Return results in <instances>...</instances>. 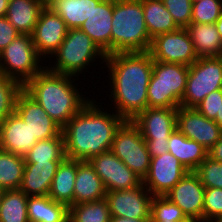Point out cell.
<instances>
[{"label": "cell", "mask_w": 222, "mask_h": 222, "mask_svg": "<svg viewBox=\"0 0 222 222\" xmlns=\"http://www.w3.org/2000/svg\"><path fill=\"white\" fill-rule=\"evenodd\" d=\"M102 104L91 98L62 128L66 158L88 161L111 149L116 131L126 120L111 107L104 111Z\"/></svg>", "instance_id": "obj_2"}, {"label": "cell", "mask_w": 222, "mask_h": 222, "mask_svg": "<svg viewBox=\"0 0 222 222\" xmlns=\"http://www.w3.org/2000/svg\"><path fill=\"white\" fill-rule=\"evenodd\" d=\"M150 157H158L168 152V140L146 141Z\"/></svg>", "instance_id": "obj_42"}, {"label": "cell", "mask_w": 222, "mask_h": 222, "mask_svg": "<svg viewBox=\"0 0 222 222\" xmlns=\"http://www.w3.org/2000/svg\"><path fill=\"white\" fill-rule=\"evenodd\" d=\"M214 121L222 128V89H220V108Z\"/></svg>", "instance_id": "obj_45"}, {"label": "cell", "mask_w": 222, "mask_h": 222, "mask_svg": "<svg viewBox=\"0 0 222 222\" xmlns=\"http://www.w3.org/2000/svg\"><path fill=\"white\" fill-rule=\"evenodd\" d=\"M27 214L29 222H68L69 207L48 195L28 196Z\"/></svg>", "instance_id": "obj_25"}, {"label": "cell", "mask_w": 222, "mask_h": 222, "mask_svg": "<svg viewBox=\"0 0 222 222\" xmlns=\"http://www.w3.org/2000/svg\"><path fill=\"white\" fill-rule=\"evenodd\" d=\"M148 52L155 61L187 66L199 58L186 28L155 36Z\"/></svg>", "instance_id": "obj_10"}, {"label": "cell", "mask_w": 222, "mask_h": 222, "mask_svg": "<svg viewBox=\"0 0 222 222\" xmlns=\"http://www.w3.org/2000/svg\"><path fill=\"white\" fill-rule=\"evenodd\" d=\"M176 128L188 139L195 140L209 150L221 137L222 128L203 116L196 108H177Z\"/></svg>", "instance_id": "obj_16"}, {"label": "cell", "mask_w": 222, "mask_h": 222, "mask_svg": "<svg viewBox=\"0 0 222 222\" xmlns=\"http://www.w3.org/2000/svg\"><path fill=\"white\" fill-rule=\"evenodd\" d=\"M9 0H0V17H4L7 12Z\"/></svg>", "instance_id": "obj_46"}, {"label": "cell", "mask_w": 222, "mask_h": 222, "mask_svg": "<svg viewBox=\"0 0 222 222\" xmlns=\"http://www.w3.org/2000/svg\"><path fill=\"white\" fill-rule=\"evenodd\" d=\"M104 64L110 81L108 92L115 112L132 120L148 108L147 89L152 76L153 58L149 52H117L106 55ZM110 75V76H109Z\"/></svg>", "instance_id": "obj_1"}, {"label": "cell", "mask_w": 222, "mask_h": 222, "mask_svg": "<svg viewBox=\"0 0 222 222\" xmlns=\"http://www.w3.org/2000/svg\"><path fill=\"white\" fill-rule=\"evenodd\" d=\"M195 108L203 116L214 120L220 108V89L209 93Z\"/></svg>", "instance_id": "obj_40"}, {"label": "cell", "mask_w": 222, "mask_h": 222, "mask_svg": "<svg viewBox=\"0 0 222 222\" xmlns=\"http://www.w3.org/2000/svg\"><path fill=\"white\" fill-rule=\"evenodd\" d=\"M194 172L205 188L222 189V162L207 156Z\"/></svg>", "instance_id": "obj_37"}, {"label": "cell", "mask_w": 222, "mask_h": 222, "mask_svg": "<svg viewBox=\"0 0 222 222\" xmlns=\"http://www.w3.org/2000/svg\"><path fill=\"white\" fill-rule=\"evenodd\" d=\"M43 8L36 0H9L5 17L20 34L32 35Z\"/></svg>", "instance_id": "obj_24"}, {"label": "cell", "mask_w": 222, "mask_h": 222, "mask_svg": "<svg viewBox=\"0 0 222 222\" xmlns=\"http://www.w3.org/2000/svg\"><path fill=\"white\" fill-rule=\"evenodd\" d=\"M131 121L145 141L169 140L176 129L177 108H146Z\"/></svg>", "instance_id": "obj_18"}, {"label": "cell", "mask_w": 222, "mask_h": 222, "mask_svg": "<svg viewBox=\"0 0 222 222\" xmlns=\"http://www.w3.org/2000/svg\"><path fill=\"white\" fill-rule=\"evenodd\" d=\"M168 152L176 157L188 170L195 171L208 156V150L192 139H188L177 128L169 136Z\"/></svg>", "instance_id": "obj_23"}, {"label": "cell", "mask_w": 222, "mask_h": 222, "mask_svg": "<svg viewBox=\"0 0 222 222\" xmlns=\"http://www.w3.org/2000/svg\"><path fill=\"white\" fill-rule=\"evenodd\" d=\"M22 90L20 82L0 74V123L15 112L17 96Z\"/></svg>", "instance_id": "obj_34"}, {"label": "cell", "mask_w": 222, "mask_h": 222, "mask_svg": "<svg viewBox=\"0 0 222 222\" xmlns=\"http://www.w3.org/2000/svg\"><path fill=\"white\" fill-rule=\"evenodd\" d=\"M215 26L219 32V35H220V39L222 41V12L220 14V17L217 19L216 23H215Z\"/></svg>", "instance_id": "obj_47"}, {"label": "cell", "mask_w": 222, "mask_h": 222, "mask_svg": "<svg viewBox=\"0 0 222 222\" xmlns=\"http://www.w3.org/2000/svg\"><path fill=\"white\" fill-rule=\"evenodd\" d=\"M64 20L51 8L44 7L32 33L34 47L43 59H49L60 47L67 35ZM46 56V57H45Z\"/></svg>", "instance_id": "obj_15"}, {"label": "cell", "mask_w": 222, "mask_h": 222, "mask_svg": "<svg viewBox=\"0 0 222 222\" xmlns=\"http://www.w3.org/2000/svg\"><path fill=\"white\" fill-rule=\"evenodd\" d=\"M105 59L106 55L85 32L79 28L68 29L58 50L50 56L49 60L53 61L48 62L50 64L46 68L57 74L78 77L80 74L88 72L86 69L92 66L90 63L94 61L104 63Z\"/></svg>", "instance_id": "obj_5"}, {"label": "cell", "mask_w": 222, "mask_h": 222, "mask_svg": "<svg viewBox=\"0 0 222 222\" xmlns=\"http://www.w3.org/2000/svg\"><path fill=\"white\" fill-rule=\"evenodd\" d=\"M101 178L106 191L139 187L143 180L124 164L111 150L88 160Z\"/></svg>", "instance_id": "obj_11"}, {"label": "cell", "mask_w": 222, "mask_h": 222, "mask_svg": "<svg viewBox=\"0 0 222 222\" xmlns=\"http://www.w3.org/2000/svg\"><path fill=\"white\" fill-rule=\"evenodd\" d=\"M198 1H201V0H191L192 3H195V2H198Z\"/></svg>", "instance_id": "obj_51"}, {"label": "cell", "mask_w": 222, "mask_h": 222, "mask_svg": "<svg viewBox=\"0 0 222 222\" xmlns=\"http://www.w3.org/2000/svg\"><path fill=\"white\" fill-rule=\"evenodd\" d=\"M15 112L28 124L37 141L58 136L62 128L24 89L18 94Z\"/></svg>", "instance_id": "obj_17"}, {"label": "cell", "mask_w": 222, "mask_h": 222, "mask_svg": "<svg viewBox=\"0 0 222 222\" xmlns=\"http://www.w3.org/2000/svg\"><path fill=\"white\" fill-rule=\"evenodd\" d=\"M110 222H150V219H130L126 217H111Z\"/></svg>", "instance_id": "obj_44"}, {"label": "cell", "mask_w": 222, "mask_h": 222, "mask_svg": "<svg viewBox=\"0 0 222 222\" xmlns=\"http://www.w3.org/2000/svg\"><path fill=\"white\" fill-rule=\"evenodd\" d=\"M60 163L61 161L25 162L19 190L27 196L48 195Z\"/></svg>", "instance_id": "obj_21"}, {"label": "cell", "mask_w": 222, "mask_h": 222, "mask_svg": "<svg viewBox=\"0 0 222 222\" xmlns=\"http://www.w3.org/2000/svg\"><path fill=\"white\" fill-rule=\"evenodd\" d=\"M20 33L4 17H0V52L5 49Z\"/></svg>", "instance_id": "obj_41"}, {"label": "cell", "mask_w": 222, "mask_h": 222, "mask_svg": "<svg viewBox=\"0 0 222 222\" xmlns=\"http://www.w3.org/2000/svg\"><path fill=\"white\" fill-rule=\"evenodd\" d=\"M222 89V61L218 56L199 57L189 66L181 107L195 108L209 93Z\"/></svg>", "instance_id": "obj_8"}, {"label": "cell", "mask_w": 222, "mask_h": 222, "mask_svg": "<svg viewBox=\"0 0 222 222\" xmlns=\"http://www.w3.org/2000/svg\"><path fill=\"white\" fill-rule=\"evenodd\" d=\"M2 194H3V190L0 189V201H1V198H2Z\"/></svg>", "instance_id": "obj_49"}, {"label": "cell", "mask_w": 222, "mask_h": 222, "mask_svg": "<svg viewBox=\"0 0 222 222\" xmlns=\"http://www.w3.org/2000/svg\"><path fill=\"white\" fill-rule=\"evenodd\" d=\"M205 187L194 171L185 176L164 196L181 208L191 222H203Z\"/></svg>", "instance_id": "obj_14"}, {"label": "cell", "mask_w": 222, "mask_h": 222, "mask_svg": "<svg viewBox=\"0 0 222 222\" xmlns=\"http://www.w3.org/2000/svg\"><path fill=\"white\" fill-rule=\"evenodd\" d=\"M37 142L28 124L16 112L0 123L1 150L25 157Z\"/></svg>", "instance_id": "obj_20"}, {"label": "cell", "mask_w": 222, "mask_h": 222, "mask_svg": "<svg viewBox=\"0 0 222 222\" xmlns=\"http://www.w3.org/2000/svg\"><path fill=\"white\" fill-rule=\"evenodd\" d=\"M150 222H174V221H150Z\"/></svg>", "instance_id": "obj_50"}, {"label": "cell", "mask_w": 222, "mask_h": 222, "mask_svg": "<svg viewBox=\"0 0 222 222\" xmlns=\"http://www.w3.org/2000/svg\"><path fill=\"white\" fill-rule=\"evenodd\" d=\"M37 53L32 35L19 34L0 52V74L20 82L23 86L46 66ZM44 65V66H41Z\"/></svg>", "instance_id": "obj_7"}, {"label": "cell", "mask_w": 222, "mask_h": 222, "mask_svg": "<svg viewBox=\"0 0 222 222\" xmlns=\"http://www.w3.org/2000/svg\"><path fill=\"white\" fill-rule=\"evenodd\" d=\"M142 8L145 24L151 39L157 35L174 32L179 29L172 15L163 5L162 0H142Z\"/></svg>", "instance_id": "obj_28"}, {"label": "cell", "mask_w": 222, "mask_h": 222, "mask_svg": "<svg viewBox=\"0 0 222 222\" xmlns=\"http://www.w3.org/2000/svg\"><path fill=\"white\" fill-rule=\"evenodd\" d=\"M152 198L143 183L136 188L107 191L105 196L111 217L130 219H150Z\"/></svg>", "instance_id": "obj_12"}, {"label": "cell", "mask_w": 222, "mask_h": 222, "mask_svg": "<svg viewBox=\"0 0 222 222\" xmlns=\"http://www.w3.org/2000/svg\"><path fill=\"white\" fill-rule=\"evenodd\" d=\"M65 158L64 135L38 141L25 155V162L62 161Z\"/></svg>", "instance_id": "obj_32"}, {"label": "cell", "mask_w": 222, "mask_h": 222, "mask_svg": "<svg viewBox=\"0 0 222 222\" xmlns=\"http://www.w3.org/2000/svg\"><path fill=\"white\" fill-rule=\"evenodd\" d=\"M106 199L69 206L68 222H110Z\"/></svg>", "instance_id": "obj_33"}, {"label": "cell", "mask_w": 222, "mask_h": 222, "mask_svg": "<svg viewBox=\"0 0 222 222\" xmlns=\"http://www.w3.org/2000/svg\"><path fill=\"white\" fill-rule=\"evenodd\" d=\"M24 167V157L0 149V189H19Z\"/></svg>", "instance_id": "obj_31"}, {"label": "cell", "mask_w": 222, "mask_h": 222, "mask_svg": "<svg viewBox=\"0 0 222 222\" xmlns=\"http://www.w3.org/2000/svg\"><path fill=\"white\" fill-rule=\"evenodd\" d=\"M151 41L142 0H113L111 54L148 52Z\"/></svg>", "instance_id": "obj_4"}, {"label": "cell", "mask_w": 222, "mask_h": 222, "mask_svg": "<svg viewBox=\"0 0 222 222\" xmlns=\"http://www.w3.org/2000/svg\"><path fill=\"white\" fill-rule=\"evenodd\" d=\"M208 157L214 161L222 162V135L220 139L208 150Z\"/></svg>", "instance_id": "obj_43"}, {"label": "cell", "mask_w": 222, "mask_h": 222, "mask_svg": "<svg viewBox=\"0 0 222 222\" xmlns=\"http://www.w3.org/2000/svg\"><path fill=\"white\" fill-rule=\"evenodd\" d=\"M77 174V160L64 158L52 180L48 196L56 202L73 205L74 183Z\"/></svg>", "instance_id": "obj_26"}, {"label": "cell", "mask_w": 222, "mask_h": 222, "mask_svg": "<svg viewBox=\"0 0 222 222\" xmlns=\"http://www.w3.org/2000/svg\"><path fill=\"white\" fill-rule=\"evenodd\" d=\"M48 7L64 20L68 29H76L92 13L93 0H53Z\"/></svg>", "instance_id": "obj_29"}, {"label": "cell", "mask_w": 222, "mask_h": 222, "mask_svg": "<svg viewBox=\"0 0 222 222\" xmlns=\"http://www.w3.org/2000/svg\"><path fill=\"white\" fill-rule=\"evenodd\" d=\"M113 0H93V10L79 28L105 55L111 54Z\"/></svg>", "instance_id": "obj_19"}, {"label": "cell", "mask_w": 222, "mask_h": 222, "mask_svg": "<svg viewBox=\"0 0 222 222\" xmlns=\"http://www.w3.org/2000/svg\"><path fill=\"white\" fill-rule=\"evenodd\" d=\"M189 66L153 60L147 89L148 108H178L185 91Z\"/></svg>", "instance_id": "obj_6"}, {"label": "cell", "mask_w": 222, "mask_h": 222, "mask_svg": "<svg viewBox=\"0 0 222 222\" xmlns=\"http://www.w3.org/2000/svg\"><path fill=\"white\" fill-rule=\"evenodd\" d=\"M222 221V189L205 188L203 222Z\"/></svg>", "instance_id": "obj_38"}, {"label": "cell", "mask_w": 222, "mask_h": 222, "mask_svg": "<svg viewBox=\"0 0 222 222\" xmlns=\"http://www.w3.org/2000/svg\"><path fill=\"white\" fill-rule=\"evenodd\" d=\"M220 58V60L222 61V52L220 53V55L218 56Z\"/></svg>", "instance_id": "obj_52"}, {"label": "cell", "mask_w": 222, "mask_h": 222, "mask_svg": "<svg viewBox=\"0 0 222 222\" xmlns=\"http://www.w3.org/2000/svg\"><path fill=\"white\" fill-rule=\"evenodd\" d=\"M222 12V0H201L193 3L191 22L214 24Z\"/></svg>", "instance_id": "obj_36"}, {"label": "cell", "mask_w": 222, "mask_h": 222, "mask_svg": "<svg viewBox=\"0 0 222 222\" xmlns=\"http://www.w3.org/2000/svg\"><path fill=\"white\" fill-rule=\"evenodd\" d=\"M191 222L181 208L165 196H153L151 200L150 221Z\"/></svg>", "instance_id": "obj_35"}, {"label": "cell", "mask_w": 222, "mask_h": 222, "mask_svg": "<svg viewBox=\"0 0 222 222\" xmlns=\"http://www.w3.org/2000/svg\"><path fill=\"white\" fill-rule=\"evenodd\" d=\"M142 180L147 176L151 157L139 129L126 120L116 131L111 149Z\"/></svg>", "instance_id": "obj_9"}, {"label": "cell", "mask_w": 222, "mask_h": 222, "mask_svg": "<svg viewBox=\"0 0 222 222\" xmlns=\"http://www.w3.org/2000/svg\"><path fill=\"white\" fill-rule=\"evenodd\" d=\"M198 57L219 56L222 52V41L214 24H197L191 22L187 27Z\"/></svg>", "instance_id": "obj_27"}, {"label": "cell", "mask_w": 222, "mask_h": 222, "mask_svg": "<svg viewBox=\"0 0 222 222\" xmlns=\"http://www.w3.org/2000/svg\"><path fill=\"white\" fill-rule=\"evenodd\" d=\"M187 172L179 160L167 152L151 157L149 172L143 179V185L153 196H164Z\"/></svg>", "instance_id": "obj_13"}, {"label": "cell", "mask_w": 222, "mask_h": 222, "mask_svg": "<svg viewBox=\"0 0 222 222\" xmlns=\"http://www.w3.org/2000/svg\"><path fill=\"white\" fill-rule=\"evenodd\" d=\"M106 189L89 161L77 160L73 205L104 199Z\"/></svg>", "instance_id": "obj_22"}, {"label": "cell", "mask_w": 222, "mask_h": 222, "mask_svg": "<svg viewBox=\"0 0 222 222\" xmlns=\"http://www.w3.org/2000/svg\"><path fill=\"white\" fill-rule=\"evenodd\" d=\"M28 196L21 190H4L0 201V222H29Z\"/></svg>", "instance_id": "obj_30"}, {"label": "cell", "mask_w": 222, "mask_h": 222, "mask_svg": "<svg viewBox=\"0 0 222 222\" xmlns=\"http://www.w3.org/2000/svg\"><path fill=\"white\" fill-rule=\"evenodd\" d=\"M74 79L77 77L57 74L45 67L30 79L23 89L63 128L91 101L85 97L86 95H82V92L80 93V88H77L79 86L74 83L76 82Z\"/></svg>", "instance_id": "obj_3"}, {"label": "cell", "mask_w": 222, "mask_h": 222, "mask_svg": "<svg viewBox=\"0 0 222 222\" xmlns=\"http://www.w3.org/2000/svg\"><path fill=\"white\" fill-rule=\"evenodd\" d=\"M36 1L41 3L44 7H48L53 2V0H36Z\"/></svg>", "instance_id": "obj_48"}, {"label": "cell", "mask_w": 222, "mask_h": 222, "mask_svg": "<svg viewBox=\"0 0 222 222\" xmlns=\"http://www.w3.org/2000/svg\"><path fill=\"white\" fill-rule=\"evenodd\" d=\"M162 2L179 28H186L191 23L193 7L191 0H162Z\"/></svg>", "instance_id": "obj_39"}]
</instances>
